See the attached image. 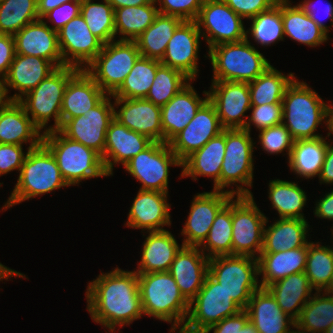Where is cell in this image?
I'll return each mask as SVG.
<instances>
[{
    "mask_svg": "<svg viewBox=\"0 0 333 333\" xmlns=\"http://www.w3.org/2000/svg\"><path fill=\"white\" fill-rule=\"evenodd\" d=\"M239 333H259L252 322L249 320L242 329H240Z\"/></svg>",
    "mask_w": 333,
    "mask_h": 333,
    "instance_id": "obj_66",
    "label": "cell"
},
{
    "mask_svg": "<svg viewBox=\"0 0 333 333\" xmlns=\"http://www.w3.org/2000/svg\"><path fill=\"white\" fill-rule=\"evenodd\" d=\"M93 0H81V12L88 28L104 44L115 40V19L112 5L103 0L94 3Z\"/></svg>",
    "mask_w": 333,
    "mask_h": 333,
    "instance_id": "obj_45",
    "label": "cell"
},
{
    "mask_svg": "<svg viewBox=\"0 0 333 333\" xmlns=\"http://www.w3.org/2000/svg\"><path fill=\"white\" fill-rule=\"evenodd\" d=\"M9 101L5 91L4 79H0V109Z\"/></svg>",
    "mask_w": 333,
    "mask_h": 333,
    "instance_id": "obj_65",
    "label": "cell"
},
{
    "mask_svg": "<svg viewBox=\"0 0 333 333\" xmlns=\"http://www.w3.org/2000/svg\"><path fill=\"white\" fill-rule=\"evenodd\" d=\"M208 267L209 258L199 247L181 245L168 272L176 281L181 294L190 302L202 288Z\"/></svg>",
    "mask_w": 333,
    "mask_h": 333,
    "instance_id": "obj_22",
    "label": "cell"
},
{
    "mask_svg": "<svg viewBox=\"0 0 333 333\" xmlns=\"http://www.w3.org/2000/svg\"><path fill=\"white\" fill-rule=\"evenodd\" d=\"M266 288L274 296L282 311L294 321L300 316L313 291L305 272L291 274Z\"/></svg>",
    "mask_w": 333,
    "mask_h": 333,
    "instance_id": "obj_34",
    "label": "cell"
},
{
    "mask_svg": "<svg viewBox=\"0 0 333 333\" xmlns=\"http://www.w3.org/2000/svg\"><path fill=\"white\" fill-rule=\"evenodd\" d=\"M252 196L244 186L236 190L204 192L197 194L192 201L190 213L181 235H185L183 246L199 247L206 239L218 212L234 196Z\"/></svg>",
    "mask_w": 333,
    "mask_h": 333,
    "instance_id": "obj_13",
    "label": "cell"
},
{
    "mask_svg": "<svg viewBox=\"0 0 333 333\" xmlns=\"http://www.w3.org/2000/svg\"><path fill=\"white\" fill-rule=\"evenodd\" d=\"M321 137L294 140L288 158L290 169L300 177H319L328 142Z\"/></svg>",
    "mask_w": 333,
    "mask_h": 333,
    "instance_id": "obj_37",
    "label": "cell"
},
{
    "mask_svg": "<svg viewBox=\"0 0 333 333\" xmlns=\"http://www.w3.org/2000/svg\"><path fill=\"white\" fill-rule=\"evenodd\" d=\"M56 69L57 67L52 62L41 57L15 54L8 74L3 79L6 94H8L9 87L19 93L8 96V99H21Z\"/></svg>",
    "mask_w": 333,
    "mask_h": 333,
    "instance_id": "obj_27",
    "label": "cell"
},
{
    "mask_svg": "<svg viewBox=\"0 0 333 333\" xmlns=\"http://www.w3.org/2000/svg\"><path fill=\"white\" fill-rule=\"evenodd\" d=\"M243 19L255 17L260 12L272 8L279 0H223Z\"/></svg>",
    "mask_w": 333,
    "mask_h": 333,
    "instance_id": "obj_53",
    "label": "cell"
},
{
    "mask_svg": "<svg viewBox=\"0 0 333 333\" xmlns=\"http://www.w3.org/2000/svg\"><path fill=\"white\" fill-rule=\"evenodd\" d=\"M71 1H81V0H37L39 19H42V17L46 13L52 11L56 7Z\"/></svg>",
    "mask_w": 333,
    "mask_h": 333,
    "instance_id": "obj_61",
    "label": "cell"
},
{
    "mask_svg": "<svg viewBox=\"0 0 333 333\" xmlns=\"http://www.w3.org/2000/svg\"><path fill=\"white\" fill-rule=\"evenodd\" d=\"M313 3L311 0H304L303 2H301L300 4H298L297 6L306 14L309 15V17L320 27L322 28L326 33L329 32V28L323 24V22H321L319 20V18L317 17V8H315V6H312ZM326 15V17H328L332 23L331 25L333 26V6L330 3H326V7L323 11Z\"/></svg>",
    "mask_w": 333,
    "mask_h": 333,
    "instance_id": "obj_58",
    "label": "cell"
},
{
    "mask_svg": "<svg viewBox=\"0 0 333 333\" xmlns=\"http://www.w3.org/2000/svg\"><path fill=\"white\" fill-rule=\"evenodd\" d=\"M158 14L155 0L147 5L115 9V36L120 33V40L135 41L154 22Z\"/></svg>",
    "mask_w": 333,
    "mask_h": 333,
    "instance_id": "obj_40",
    "label": "cell"
},
{
    "mask_svg": "<svg viewBox=\"0 0 333 333\" xmlns=\"http://www.w3.org/2000/svg\"><path fill=\"white\" fill-rule=\"evenodd\" d=\"M324 292L327 294L333 295V273H332L328 286L324 289Z\"/></svg>",
    "mask_w": 333,
    "mask_h": 333,
    "instance_id": "obj_67",
    "label": "cell"
},
{
    "mask_svg": "<svg viewBox=\"0 0 333 333\" xmlns=\"http://www.w3.org/2000/svg\"><path fill=\"white\" fill-rule=\"evenodd\" d=\"M25 158L22 145L0 144V176L16 169L20 171Z\"/></svg>",
    "mask_w": 333,
    "mask_h": 333,
    "instance_id": "obj_54",
    "label": "cell"
},
{
    "mask_svg": "<svg viewBox=\"0 0 333 333\" xmlns=\"http://www.w3.org/2000/svg\"><path fill=\"white\" fill-rule=\"evenodd\" d=\"M320 293L316 291L302 308L295 321V333H325L333 323V295Z\"/></svg>",
    "mask_w": 333,
    "mask_h": 333,
    "instance_id": "obj_39",
    "label": "cell"
},
{
    "mask_svg": "<svg viewBox=\"0 0 333 333\" xmlns=\"http://www.w3.org/2000/svg\"><path fill=\"white\" fill-rule=\"evenodd\" d=\"M141 56L135 41L112 40L84 69L107 94L113 95L123 84Z\"/></svg>",
    "mask_w": 333,
    "mask_h": 333,
    "instance_id": "obj_9",
    "label": "cell"
},
{
    "mask_svg": "<svg viewBox=\"0 0 333 333\" xmlns=\"http://www.w3.org/2000/svg\"><path fill=\"white\" fill-rule=\"evenodd\" d=\"M190 80L181 71L160 64L145 99L151 101L156 106L162 107L185 87Z\"/></svg>",
    "mask_w": 333,
    "mask_h": 333,
    "instance_id": "obj_49",
    "label": "cell"
},
{
    "mask_svg": "<svg viewBox=\"0 0 333 333\" xmlns=\"http://www.w3.org/2000/svg\"><path fill=\"white\" fill-rule=\"evenodd\" d=\"M249 20H251L252 25L246 31V37H248V33H251L254 40L260 45L271 46L270 44L284 39L282 0H279L272 8L260 12Z\"/></svg>",
    "mask_w": 333,
    "mask_h": 333,
    "instance_id": "obj_48",
    "label": "cell"
},
{
    "mask_svg": "<svg viewBox=\"0 0 333 333\" xmlns=\"http://www.w3.org/2000/svg\"><path fill=\"white\" fill-rule=\"evenodd\" d=\"M314 215L321 219L333 220V190L316 203Z\"/></svg>",
    "mask_w": 333,
    "mask_h": 333,
    "instance_id": "obj_59",
    "label": "cell"
},
{
    "mask_svg": "<svg viewBox=\"0 0 333 333\" xmlns=\"http://www.w3.org/2000/svg\"><path fill=\"white\" fill-rule=\"evenodd\" d=\"M223 130L214 105L207 100L188 125L168 144L177 158L183 162Z\"/></svg>",
    "mask_w": 333,
    "mask_h": 333,
    "instance_id": "obj_19",
    "label": "cell"
},
{
    "mask_svg": "<svg viewBox=\"0 0 333 333\" xmlns=\"http://www.w3.org/2000/svg\"><path fill=\"white\" fill-rule=\"evenodd\" d=\"M327 125V129L330 131L328 132V137L333 134V106H326V122H324Z\"/></svg>",
    "mask_w": 333,
    "mask_h": 333,
    "instance_id": "obj_64",
    "label": "cell"
},
{
    "mask_svg": "<svg viewBox=\"0 0 333 333\" xmlns=\"http://www.w3.org/2000/svg\"><path fill=\"white\" fill-rule=\"evenodd\" d=\"M107 94L94 79L80 69L65 88L61 106V126L71 118L83 116L95 107Z\"/></svg>",
    "mask_w": 333,
    "mask_h": 333,
    "instance_id": "obj_29",
    "label": "cell"
},
{
    "mask_svg": "<svg viewBox=\"0 0 333 333\" xmlns=\"http://www.w3.org/2000/svg\"><path fill=\"white\" fill-rule=\"evenodd\" d=\"M257 260L259 275L263 276L260 286L266 288L291 274L305 272L307 245L293 250L260 253Z\"/></svg>",
    "mask_w": 333,
    "mask_h": 333,
    "instance_id": "obj_32",
    "label": "cell"
},
{
    "mask_svg": "<svg viewBox=\"0 0 333 333\" xmlns=\"http://www.w3.org/2000/svg\"><path fill=\"white\" fill-rule=\"evenodd\" d=\"M37 0L0 1V33L14 35L38 20Z\"/></svg>",
    "mask_w": 333,
    "mask_h": 333,
    "instance_id": "obj_46",
    "label": "cell"
},
{
    "mask_svg": "<svg viewBox=\"0 0 333 333\" xmlns=\"http://www.w3.org/2000/svg\"><path fill=\"white\" fill-rule=\"evenodd\" d=\"M88 284L87 310L94 322L114 332L116 325L123 327L142 317L139 282L135 271L116 267L110 273H101Z\"/></svg>",
    "mask_w": 333,
    "mask_h": 333,
    "instance_id": "obj_1",
    "label": "cell"
},
{
    "mask_svg": "<svg viewBox=\"0 0 333 333\" xmlns=\"http://www.w3.org/2000/svg\"><path fill=\"white\" fill-rule=\"evenodd\" d=\"M248 37L239 42L223 43L209 49L213 66L212 81L251 82L271 64L249 42Z\"/></svg>",
    "mask_w": 333,
    "mask_h": 333,
    "instance_id": "obj_6",
    "label": "cell"
},
{
    "mask_svg": "<svg viewBox=\"0 0 333 333\" xmlns=\"http://www.w3.org/2000/svg\"><path fill=\"white\" fill-rule=\"evenodd\" d=\"M282 0V22L284 35L307 46H319L328 40L327 33L298 6ZM290 3V4H289Z\"/></svg>",
    "mask_w": 333,
    "mask_h": 333,
    "instance_id": "obj_36",
    "label": "cell"
},
{
    "mask_svg": "<svg viewBox=\"0 0 333 333\" xmlns=\"http://www.w3.org/2000/svg\"><path fill=\"white\" fill-rule=\"evenodd\" d=\"M58 44L63 63L83 70L102 51L104 45L92 34L81 14L58 31Z\"/></svg>",
    "mask_w": 333,
    "mask_h": 333,
    "instance_id": "obj_17",
    "label": "cell"
},
{
    "mask_svg": "<svg viewBox=\"0 0 333 333\" xmlns=\"http://www.w3.org/2000/svg\"><path fill=\"white\" fill-rule=\"evenodd\" d=\"M208 274L242 309L261 286L258 282V260L251 256L226 255L209 259Z\"/></svg>",
    "mask_w": 333,
    "mask_h": 333,
    "instance_id": "obj_8",
    "label": "cell"
},
{
    "mask_svg": "<svg viewBox=\"0 0 333 333\" xmlns=\"http://www.w3.org/2000/svg\"><path fill=\"white\" fill-rule=\"evenodd\" d=\"M13 38L16 54L41 57L57 68L66 66L59 49L58 32L52 30L43 19L27 24Z\"/></svg>",
    "mask_w": 333,
    "mask_h": 333,
    "instance_id": "obj_23",
    "label": "cell"
},
{
    "mask_svg": "<svg viewBox=\"0 0 333 333\" xmlns=\"http://www.w3.org/2000/svg\"><path fill=\"white\" fill-rule=\"evenodd\" d=\"M137 276L143 314L169 323L174 320L170 332L177 330L179 326L181 330L190 305L172 275L166 271Z\"/></svg>",
    "mask_w": 333,
    "mask_h": 333,
    "instance_id": "obj_2",
    "label": "cell"
},
{
    "mask_svg": "<svg viewBox=\"0 0 333 333\" xmlns=\"http://www.w3.org/2000/svg\"><path fill=\"white\" fill-rule=\"evenodd\" d=\"M282 104V123L294 140L322 136L315 131L322 120L326 121L327 104L306 82L294 78L285 90Z\"/></svg>",
    "mask_w": 333,
    "mask_h": 333,
    "instance_id": "obj_4",
    "label": "cell"
},
{
    "mask_svg": "<svg viewBox=\"0 0 333 333\" xmlns=\"http://www.w3.org/2000/svg\"><path fill=\"white\" fill-rule=\"evenodd\" d=\"M245 310L259 333H295L289 328L295 327V321L282 311L267 288L256 290Z\"/></svg>",
    "mask_w": 333,
    "mask_h": 333,
    "instance_id": "obj_30",
    "label": "cell"
},
{
    "mask_svg": "<svg viewBox=\"0 0 333 333\" xmlns=\"http://www.w3.org/2000/svg\"><path fill=\"white\" fill-rule=\"evenodd\" d=\"M65 186L69 187L55 157L41 143L38 147L27 149L17 184L2 210Z\"/></svg>",
    "mask_w": 333,
    "mask_h": 333,
    "instance_id": "obj_3",
    "label": "cell"
},
{
    "mask_svg": "<svg viewBox=\"0 0 333 333\" xmlns=\"http://www.w3.org/2000/svg\"><path fill=\"white\" fill-rule=\"evenodd\" d=\"M208 100L214 105L224 129H244L251 109V98L247 82L212 81ZM246 117L242 119V117Z\"/></svg>",
    "mask_w": 333,
    "mask_h": 333,
    "instance_id": "obj_18",
    "label": "cell"
},
{
    "mask_svg": "<svg viewBox=\"0 0 333 333\" xmlns=\"http://www.w3.org/2000/svg\"><path fill=\"white\" fill-rule=\"evenodd\" d=\"M189 305L188 319L181 329L184 333H204L210 326L243 310L209 274Z\"/></svg>",
    "mask_w": 333,
    "mask_h": 333,
    "instance_id": "obj_10",
    "label": "cell"
},
{
    "mask_svg": "<svg viewBox=\"0 0 333 333\" xmlns=\"http://www.w3.org/2000/svg\"><path fill=\"white\" fill-rule=\"evenodd\" d=\"M201 33L196 21H183L169 40L161 64L177 69L195 80Z\"/></svg>",
    "mask_w": 333,
    "mask_h": 333,
    "instance_id": "obj_20",
    "label": "cell"
},
{
    "mask_svg": "<svg viewBox=\"0 0 333 333\" xmlns=\"http://www.w3.org/2000/svg\"><path fill=\"white\" fill-rule=\"evenodd\" d=\"M80 12H81V1H71L56 7L52 11H49L42 17V19L49 18V20L53 24H55L50 28L58 32L70 20L78 16Z\"/></svg>",
    "mask_w": 333,
    "mask_h": 333,
    "instance_id": "obj_55",
    "label": "cell"
},
{
    "mask_svg": "<svg viewBox=\"0 0 333 333\" xmlns=\"http://www.w3.org/2000/svg\"><path fill=\"white\" fill-rule=\"evenodd\" d=\"M15 42L13 35L0 33V77L4 78L15 57Z\"/></svg>",
    "mask_w": 333,
    "mask_h": 333,
    "instance_id": "obj_57",
    "label": "cell"
},
{
    "mask_svg": "<svg viewBox=\"0 0 333 333\" xmlns=\"http://www.w3.org/2000/svg\"><path fill=\"white\" fill-rule=\"evenodd\" d=\"M259 139L263 150L270 154L282 153L284 149L290 156L294 139L283 123L259 131Z\"/></svg>",
    "mask_w": 333,
    "mask_h": 333,
    "instance_id": "obj_50",
    "label": "cell"
},
{
    "mask_svg": "<svg viewBox=\"0 0 333 333\" xmlns=\"http://www.w3.org/2000/svg\"><path fill=\"white\" fill-rule=\"evenodd\" d=\"M294 78L293 73L286 76L270 65L260 76L248 83L251 105L282 103L285 90Z\"/></svg>",
    "mask_w": 333,
    "mask_h": 333,
    "instance_id": "obj_41",
    "label": "cell"
},
{
    "mask_svg": "<svg viewBox=\"0 0 333 333\" xmlns=\"http://www.w3.org/2000/svg\"><path fill=\"white\" fill-rule=\"evenodd\" d=\"M226 129L211 138L201 149L194 151L182 162L181 177L197 176L213 178V190L221 191V166L225 154Z\"/></svg>",
    "mask_w": 333,
    "mask_h": 333,
    "instance_id": "obj_31",
    "label": "cell"
},
{
    "mask_svg": "<svg viewBox=\"0 0 333 333\" xmlns=\"http://www.w3.org/2000/svg\"><path fill=\"white\" fill-rule=\"evenodd\" d=\"M168 193L140 190L129 210L126 226L146 229L147 232L164 231L163 226L171 225Z\"/></svg>",
    "mask_w": 333,
    "mask_h": 333,
    "instance_id": "obj_25",
    "label": "cell"
},
{
    "mask_svg": "<svg viewBox=\"0 0 333 333\" xmlns=\"http://www.w3.org/2000/svg\"><path fill=\"white\" fill-rule=\"evenodd\" d=\"M251 117L248 118L244 130L250 132L251 123L260 131L282 123L283 104H263L251 106Z\"/></svg>",
    "mask_w": 333,
    "mask_h": 333,
    "instance_id": "obj_51",
    "label": "cell"
},
{
    "mask_svg": "<svg viewBox=\"0 0 333 333\" xmlns=\"http://www.w3.org/2000/svg\"><path fill=\"white\" fill-rule=\"evenodd\" d=\"M308 222L295 218H279L264 227L263 248L261 253H274L304 247L310 242L306 239Z\"/></svg>",
    "mask_w": 333,
    "mask_h": 333,
    "instance_id": "obj_35",
    "label": "cell"
},
{
    "mask_svg": "<svg viewBox=\"0 0 333 333\" xmlns=\"http://www.w3.org/2000/svg\"><path fill=\"white\" fill-rule=\"evenodd\" d=\"M146 237L137 274L169 271L180 246L168 231H152Z\"/></svg>",
    "mask_w": 333,
    "mask_h": 333,
    "instance_id": "obj_33",
    "label": "cell"
},
{
    "mask_svg": "<svg viewBox=\"0 0 333 333\" xmlns=\"http://www.w3.org/2000/svg\"><path fill=\"white\" fill-rule=\"evenodd\" d=\"M182 22L176 16L159 13L154 22L135 40L141 56L161 61L169 40Z\"/></svg>",
    "mask_w": 333,
    "mask_h": 333,
    "instance_id": "obj_38",
    "label": "cell"
},
{
    "mask_svg": "<svg viewBox=\"0 0 333 333\" xmlns=\"http://www.w3.org/2000/svg\"><path fill=\"white\" fill-rule=\"evenodd\" d=\"M182 166V162L168 143L152 142L132 157L125 165L136 180L142 183L140 190L168 193L169 166Z\"/></svg>",
    "mask_w": 333,
    "mask_h": 333,
    "instance_id": "obj_12",
    "label": "cell"
},
{
    "mask_svg": "<svg viewBox=\"0 0 333 333\" xmlns=\"http://www.w3.org/2000/svg\"><path fill=\"white\" fill-rule=\"evenodd\" d=\"M333 273V247L321 246L318 242L307 245L305 274L316 291L324 290Z\"/></svg>",
    "mask_w": 333,
    "mask_h": 333,
    "instance_id": "obj_47",
    "label": "cell"
},
{
    "mask_svg": "<svg viewBox=\"0 0 333 333\" xmlns=\"http://www.w3.org/2000/svg\"><path fill=\"white\" fill-rule=\"evenodd\" d=\"M152 142L147 136L128 129L114 118L107 129L104 154L101 157L106 173L113 175L114 164L121 163L124 166Z\"/></svg>",
    "mask_w": 333,
    "mask_h": 333,
    "instance_id": "obj_24",
    "label": "cell"
},
{
    "mask_svg": "<svg viewBox=\"0 0 333 333\" xmlns=\"http://www.w3.org/2000/svg\"><path fill=\"white\" fill-rule=\"evenodd\" d=\"M40 131L18 100H9L0 109V144L29 142L32 149L42 143Z\"/></svg>",
    "mask_w": 333,
    "mask_h": 333,
    "instance_id": "obj_28",
    "label": "cell"
},
{
    "mask_svg": "<svg viewBox=\"0 0 333 333\" xmlns=\"http://www.w3.org/2000/svg\"><path fill=\"white\" fill-rule=\"evenodd\" d=\"M306 193L295 182L274 179L269 183V200L280 218L305 220L302 209L306 205Z\"/></svg>",
    "mask_w": 333,
    "mask_h": 333,
    "instance_id": "obj_42",
    "label": "cell"
},
{
    "mask_svg": "<svg viewBox=\"0 0 333 333\" xmlns=\"http://www.w3.org/2000/svg\"><path fill=\"white\" fill-rule=\"evenodd\" d=\"M200 98L190 82L161 107L163 143H169L193 119L199 108L208 100Z\"/></svg>",
    "mask_w": 333,
    "mask_h": 333,
    "instance_id": "obj_26",
    "label": "cell"
},
{
    "mask_svg": "<svg viewBox=\"0 0 333 333\" xmlns=\"http://www.w3.org/2000/svg\"><path fill=\"white\" fill-rule=\"evenodd\" d=\"M79 70L73 66L59 67L18 100L26 113L31 114L33 123L40 130L48 124L51 117H54V126L46 130L44 128L43 132L58 130L61 127V106L65 88Z\"/></svg>",
    "mask_w": 333,
    "mask_h": 333,
    "instance_id": "obj_7",
    "label": "cell"
},
{
    "mask_svg": "<svg viewBox=\"0 0 333 333\" xmlns=\"http://www.w3.org/2000/svg\"><path fill=\"white\" fill-rule=\"evenodd\" d=\"M13 275L21 277V278H25V276L22 273L12 270L0 263V281L2 279L7 280L9 277H14Z\"/></svg>",
    "mask_w": 333,
    "mask_h": 333,
    "instance_id": "obj_63",
    "label": "cell"
},
{
    "mask_svg": "<svg viewBox=\"0 0 333 333\" xmlns=\"http://www.w3.org/2000/svg\"><path fill=\"white\" fill-rule=\"evenodd\" d=\"M160 64L159 60L140 56L113 98H146Z\"/></svg>",
    "mask_w": 333,
    "mask_h": 333,
    "instance_id": "obj_43",
    "label": "cell"
},
{
    "mask_svg": "<svg viewBox=\"0 0 333 333\" xmlns=\"http://www.w3.org/2000/svg\"><path fill=\"white\" fill-rule=\"evenodd\" d=\"M249 321V315L245 309L236 315L227 317L220 322L210 326L204 333H239L240 329ZM178 333H184L181 330Z\"/></svg>",
    "mask_w": 333,
    "mask_h": 333,
    "instance_id": "obj_56",
    "label": "cell"
},
{
    "mask_svg": "<svg viewBox=\"0 0 333 333\" xmlns=\"http://www.w3.org/2000/svg\"><path fill=\"white\" fill-rule=\"evenodd\" d=\"M325 333H333V323L331 324L330 327L327 328V330L325 331Z\"/></svg>",
    "mask_w": 333,
    "mask_h": 333,
    "instance_id": "obj_68",
    "label": "cell"
},
{
    "mask_svg": "<svg viewBox=\"0 0 333 333\" xmlns=\"http://www.w3.org/2000/svg\"><path fill=\"white\" fill-rule=\"evenodd\" d=\"M233 198L232 255L258 258L262 252L264 227L268 218L257 207L253 195Z\"/></svg>",
    "mask_w": 333,
    "mask_h": 333,
    "instance_id": "obj_11",
    "label": "cell"
},
{
    "mask_svg": "<svg viewBox=\"0 0 333 333\" xmlns=\"http://www.w3.org/2000/svg\"><path fill=\"white\" fill-rule=\"evenodd\" d=\"M42 143L55 157L69 186L79 184L84 179L109 176L101 156L96 151L68 139L59 130L43 132Z\"/></svg>",
    "mask_w": 333,
    "mask_h": 333,
    "instance_id": "obj_5",
    "label": "cell"
},
{
    "mask_svg": "<svg viewBox=\"0 0 333 333\" xmlns=\"http://www.w3.org/2000/svg\"><path fill=\"white\" fill-rule=\"evenodd\" d=\"M116 106L114 118L128 129L147 136L153 142H163L161 107L145 98L122 99L114 98Z\"/></svg>",
    "mask_w": 333,
    "mask_h": 333,
    "instance_id": "obj_21",
    "label": "cell"
},
{
    "mask_svg": "<svg viewBox=\"0 0 333 333\" xmlns=\"http://www.w3.org/2000/svg\"><path fill=\"white\" fill-rule=\"evenodd\" d=\"M253 140L244 129H226V146L221 166V191L234 183L251 187L253 180Z\"/></svg>",
    "mask_w": 333,
    "mask_h": 333,
    "instance_id": "obj_16",
    "label": "cell"
},
{
    "mask_svg": "<svg viewBox=\"0 0 333 333\" xmlns=\"http://www.w3.org/2000/svg\"><path fill=\"white\" fill-rule=\"evenodd\" d=\"M160 4L158 11L164 15L176 16L183 21H195L203 0H155Z\"/></svg>",
    "mask_w": 333,
    "mask_h": 333,
    "instance_id": "obj_52",
    "label": "cell"
},
{
    "mask_svg": "<svg viewBox=\"0 0 333 333\" xmlns=\"http://www.w3.org/2000/svg\"><path fill=\"white\" fill-rule=\"evenodd\" d=\"M109 96L106 95L83 116L68 119L58 129L68 139L93 149L101 157L104 154L106 132L115 112Z\"/></svg>",
    "mask_w": 333,
    "mask_h": 333,
    "instance_id": "obj_15",
    "label": "cell"
},
{
    "mask_svg": "<svg viewBox=\"0 0 333 333\" xmlns=\"http://www.w3.org/2000/svg\"><path fill=\"white\" fill-rule=\"evenodd\" d=\"M201 246H203L201 248ZM210 259L216 256L232 255V198L218 212L205 241L199 246Z\"/></svg>",
    "mask_w": 333,
    "mask_h": 333,
    "instance_id": "obj_44",
    "label": "cell"
},
{
    "mask_svg": "<svg viewBox=\"0 0 333 333\" xmlns=\"http://www.w3.org/2000/svg\"><path fill=\"white\" fill-rule=\"evenodd\" d=\"M318 178H320V183H333V146L330 143H328L324 163Z\"/></svg>",
    "mask_w": 333,
    "mask_h": 333,
    "instance_id": "obj_60",
    "label": "cell"
},
{
    "mask_svg": "<svg viewBox=\"0 0 333 333\" xmlns=\"http://www.w3.org/2000/svg\"><path fill=\"white\" fill-rule=\"evenodd\" d=\"M242 17L236 14L223 0H203L195 20L208 48L223 43L239 42L246 39ZM206 33V34H205Z\"/></svg>",
    "mask_w": 333,
    "mask_h": 333,
    "instance_id": "obj_14",
    "label": "cell"
},
{
    "mask_svg": "<svg viewBox=\"0 0 333 333\" xmlns=\"http://www.w3.org/2000/svg\"><path fill=\"white\" fill-rule=\"evenodd\" d=\"M113 9L151 4L154 0H107Z\"/></svg>",
    "mask_w": 333,
    "mask_h": 333,
    "instance_id": "obj_62",
    "label": "cell"
}]
</instances>
